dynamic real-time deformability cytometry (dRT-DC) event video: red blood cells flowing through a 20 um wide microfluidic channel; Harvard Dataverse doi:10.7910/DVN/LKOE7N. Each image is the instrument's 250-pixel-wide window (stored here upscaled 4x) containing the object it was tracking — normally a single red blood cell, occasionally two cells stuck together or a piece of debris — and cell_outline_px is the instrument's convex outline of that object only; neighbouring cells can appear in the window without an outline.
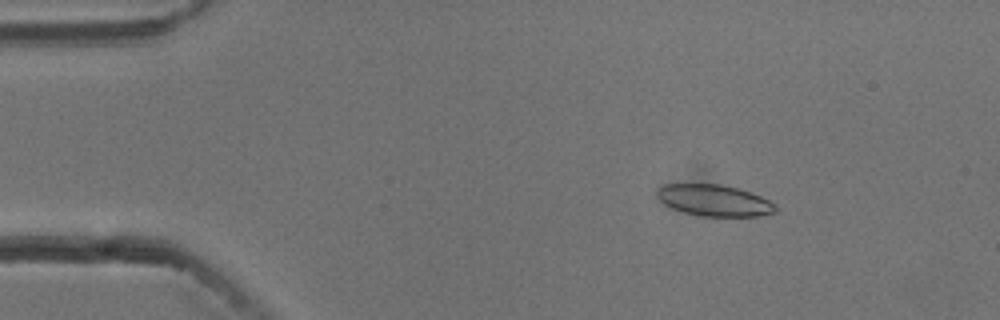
{"species": "common noctule bat (a hibernating species)", "species_latin": "Nyctalus noctula", "temperature_condition": "cold", "stored_images_in_passage": 54, "camera_frame_rate_fps": 3000, "um_per_image_px": 0.085, "animal": {"sex": "male", "body_mass_g": 13.3}, "frame": {"image": 1, "passage_image": 8, "time_ms": 2.333, "image_size_px": [1000, 320], "cell_outline_px": [[776, 212], [760, 216], [704, 216], [684, 212], [672, 208], [664, 204], [660, 200], [656, 192], [664, 184], [720, 184], [752, 192], [776, 204]], "centroid_in_image_um": [60.73, 17.03], "position_along_channel_um": 24.3, "area_um2": 21.56}}
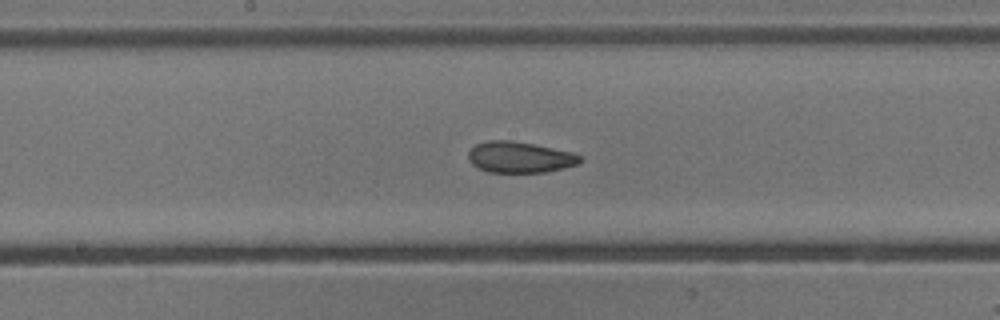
{"frame": {"image": 2, "passage_image": 28, "time_ms": 9.0, "image_size_px": [1000, 320], "cell_outline_px": [[584, 160], [580, 164], [564, 168], [544, 172], [488, 172], [472, 164], [468, 160], [468, 152], [476, 144], [488, 140], [512, 140], [572, 152], [584, 156]], "centroid_in_image_um": [44.22, 13.36], "position_along_channel_um": 204.0, "area_um2": 20.35}}
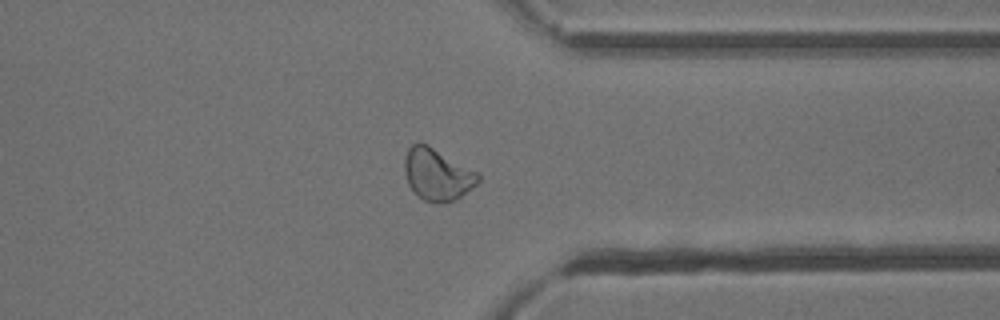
{"frame": {"image": 3, "passage_image": 42, "time_ms": 13.667, "image_size_px": [1000, 320], "cell_outline_px": [[480, 180], [472, 188], [456, 200], [444, 204], [440, 204], [424, 200], [408, 184], [404, 172], [404, 160], [408, 148], [416, 140], [428, 144], [480, 172]], "centroid_in_image_um": [37.19, 14.8], "position_along_channel_um": 374.2, "area_um2": 22.72}, "authors_computed_cell_mechanics": {"area_um2": 21.7906, "velocity_mm_per_s": 3.7468, "shape_relaxation_time_tau1_ms": 5.57, "shape_relaxation_time_tau2_ms": 1.914, "deformation_change_tau1": 0.1144, "deformation_change_tau2": 0.0767}}